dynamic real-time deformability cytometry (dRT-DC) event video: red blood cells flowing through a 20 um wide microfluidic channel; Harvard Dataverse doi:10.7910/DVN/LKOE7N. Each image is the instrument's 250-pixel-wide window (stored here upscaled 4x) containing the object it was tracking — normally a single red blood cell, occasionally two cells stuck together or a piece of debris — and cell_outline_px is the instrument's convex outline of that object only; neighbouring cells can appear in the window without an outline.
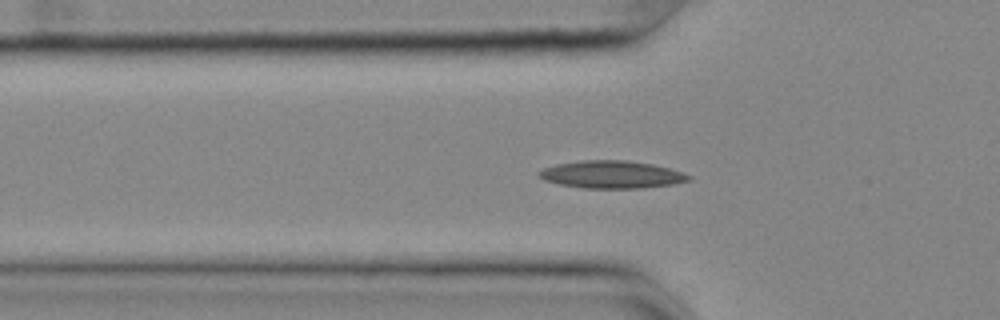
{"species": "common noctule bat (a hibernating species)", "species_latin": "Nyctalus noctula", "temperature_condition": "cold", "stored_images_in_passage": 56, "camera_frame_rate_fps": 3000, "um_per_image_px": 0.085, "animal": {"sex": "female", "body_mass_g": 25.1}, "frame": {"image": 1, "passage_image": 18, "time_ms": 5.667, "image_size_px": [1000, 320], "cell_outline_px": [[692, 180], [672, 184], [640, 188], [584, 188], [560, 184], [544, 180], [536, 172], [544, 168], [556, 164], [580, 160], [628, 160], [652, 164], [668, 168], [692, 176]], "centroid_in_image_um": [51.98, 14.83], "position_along_channel_um": 73.8, "area_um2": 23.93}}
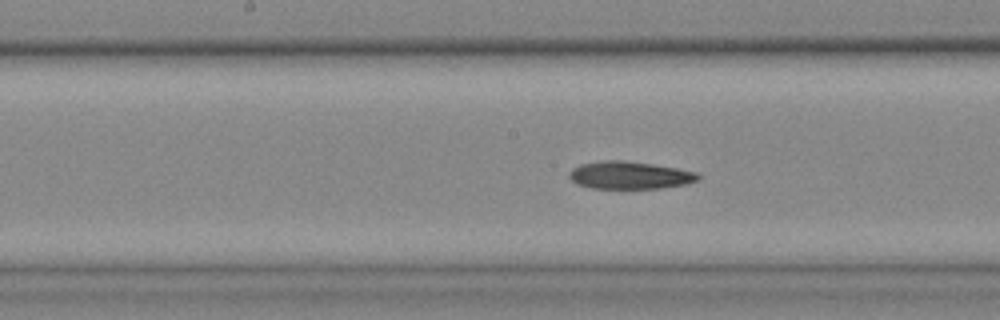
{"frame": {"image": 2, "passage_image": 28, "time_ms": 9.0, "image_size_px": [1000, 320], "cell_outline_px": [[700, 180], [684, 184], [660, 188], [592, 188], [576, 184], [568, 176], [572, 168], [580, 164], [604, 160], [624, 160], [652, 164], [676, 168], [696, 172], [700, 176]], "centroid_in_image_um": [53.5, 14.89], "position_along_channel_um": 194.7, "area_um2": 20.63}}
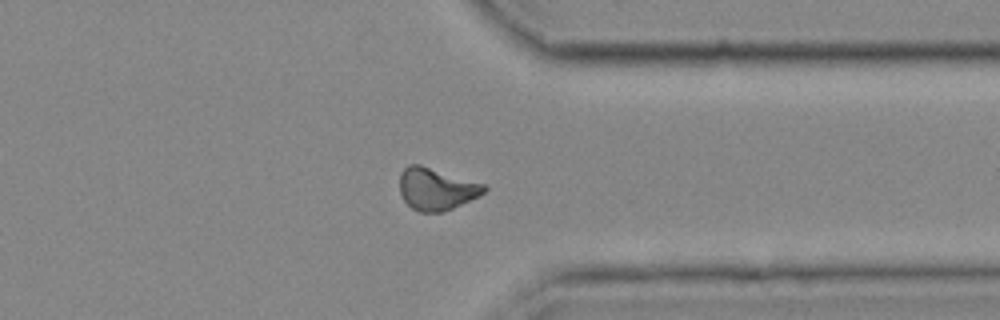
{"frame": {"image": 3, "passage_image": 43, "time_ms": 14.0, "image_size_px": [1000, 320], "cell_outline_px": [[488, 188], [484, 192], [452, 208], [440, 212], [420, 212], [412, 208], [404, 200], [400, 192], [400, 172], [408, 164], [420, 164], [484, 184]], "centroid_in_image_um": [37.04, 16.04], "position_along_channel_um": 374.4, "area_um2": 20.4}}